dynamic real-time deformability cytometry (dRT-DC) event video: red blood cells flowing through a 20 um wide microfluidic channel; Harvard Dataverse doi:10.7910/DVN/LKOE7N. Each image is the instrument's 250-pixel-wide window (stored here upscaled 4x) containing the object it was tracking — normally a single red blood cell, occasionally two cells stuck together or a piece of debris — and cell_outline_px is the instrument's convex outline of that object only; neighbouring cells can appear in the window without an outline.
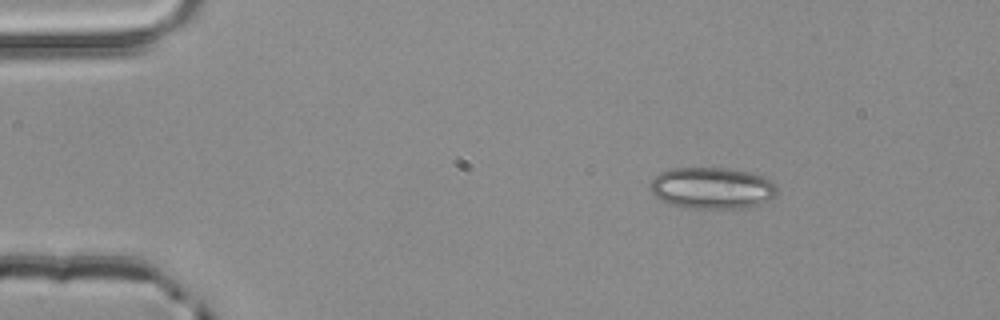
{"species": "common noctule bat (a hibernating species)", "species_latin": "Nyctalus noctula", "temperature_condition": "room temperature", "stored_images_in_passage": 4, "camera_frame_rate_fps": 3000, "um_per_image_px": 0.085, "animal": {"sex": "male", "body_mass_g": 20.4}, "frame": {"image": 1, "passage_image": 2, "time_ms": 0.333, "image_size_px": [1000, 320], "cell_outline_px": [[776, 196], [756, 204], [740, 208], [684, 208], [668, 204], [656, 196], [648, 188], [652, 180], [660, 172], [672, 168], [724, 168], [748, 172], [764, 176], [776, 184]], "centroid_in_image_um": [60.49, 15.98], "position_along_channel_um": 24.5, "area_um2": 30.58}}